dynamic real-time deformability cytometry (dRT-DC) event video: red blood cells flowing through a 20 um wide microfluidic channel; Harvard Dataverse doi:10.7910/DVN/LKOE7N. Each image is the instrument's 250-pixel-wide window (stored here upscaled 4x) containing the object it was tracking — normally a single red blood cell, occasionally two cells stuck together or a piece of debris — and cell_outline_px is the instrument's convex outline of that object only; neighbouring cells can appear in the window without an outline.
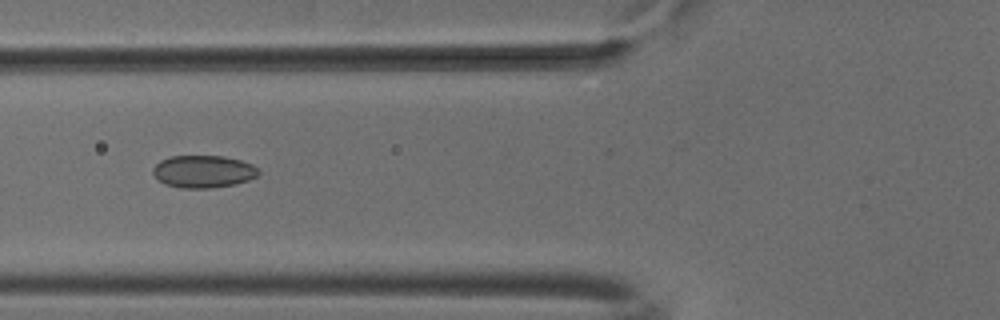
{"species": "common noctule bat (a hibernating species)", "species_latin": "Nyctalus noctula", "temperature_condition": "cold", "stored_images_in_passage": 3, "camera_frame_rate_fps": 3000, "um_per_image_px": 0.085, "animal": {"sex": "male", "body_mass_g": 18.8}, "frame": {"image": 1, "passage_image": 2, "time_ms": 0.333, "image_size_px": [1000, 320], "cell_outline_px": [[260, 172], [256, 176], [248, 180], [236, 184], [212, 188], [180, 188], [164, 184], [152, 172], [152, 168], [160, 160], [168, 156], [224, 156], [240, 160], [252, 164]], "centroid_in_image_um": [17.26, 14.58], "position_along_channel_um": 108.5, "area_um2": 20.0}}
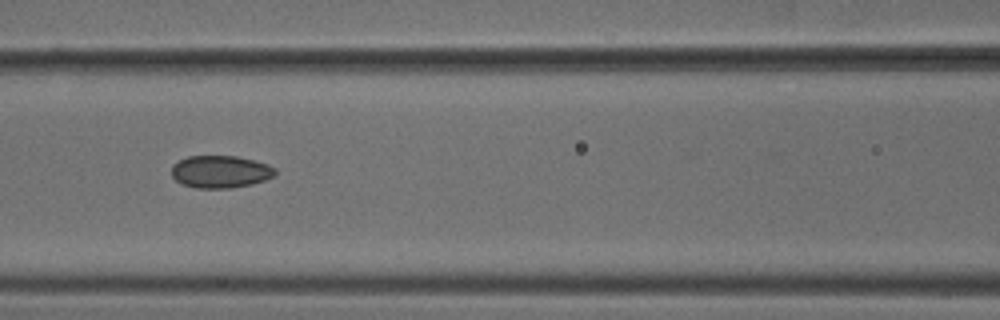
{"frame": {"image": 2, "passage_image": 3, "time_ms": 0.667, "image_size_px": [1000, 320], "cell_outline_px": [[276, 176], [252, 184], [232, 188], [196, 188], [184, 184], [176, 180], [172, 176], [172, 164], [188, 156], [236, 156], [256, 160], [268, 164], [276, 168]], "centroid_in_image_um": [18.77, 14.59], "position_along_channel_um": 147.8, "area_um2": 19.71}}